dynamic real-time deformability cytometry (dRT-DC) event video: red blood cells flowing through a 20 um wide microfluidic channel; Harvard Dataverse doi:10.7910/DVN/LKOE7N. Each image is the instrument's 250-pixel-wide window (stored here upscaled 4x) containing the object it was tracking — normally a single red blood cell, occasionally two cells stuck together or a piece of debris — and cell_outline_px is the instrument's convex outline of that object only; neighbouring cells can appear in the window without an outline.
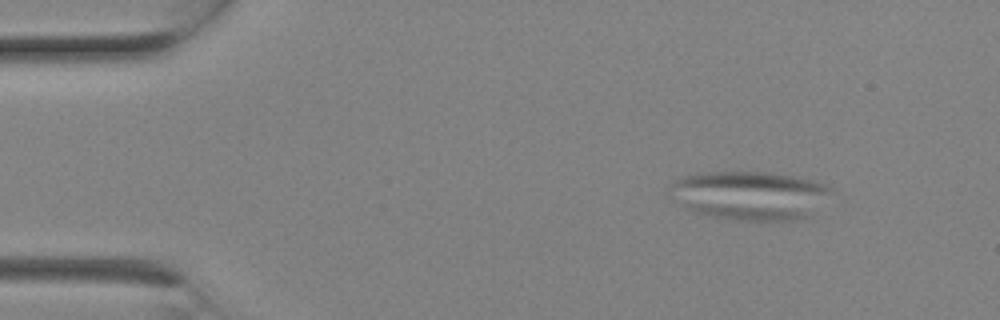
{"species": "Egyptian fruit bat (a non-hibernating species)", "species_latin": "Rousettus aegyptiacus", "temperature_condition": "room temperature", "stored_images_in_passage": 2, "camera_frame_rate_fps": 3000, "um_per_image_px": 0.085, "animal": {"sex": "female"}, "frame": {"image": 1, "passage_image": 1, "time_ms": 0.0, "image_size_px": [1000, 320], "cell_outline_px": [[832, 188], [812, 216], [796, 220], [728, 220], [708, 216], [692, 212], [668, 196], [672, 180], [696, 172], [764, 172], [792, 176], [812, 180], [828, 184]], "centroid_in_image_um": [63.66, 16.61], "position_along_channel_um": 21.3, "area_um2": 46.3}}